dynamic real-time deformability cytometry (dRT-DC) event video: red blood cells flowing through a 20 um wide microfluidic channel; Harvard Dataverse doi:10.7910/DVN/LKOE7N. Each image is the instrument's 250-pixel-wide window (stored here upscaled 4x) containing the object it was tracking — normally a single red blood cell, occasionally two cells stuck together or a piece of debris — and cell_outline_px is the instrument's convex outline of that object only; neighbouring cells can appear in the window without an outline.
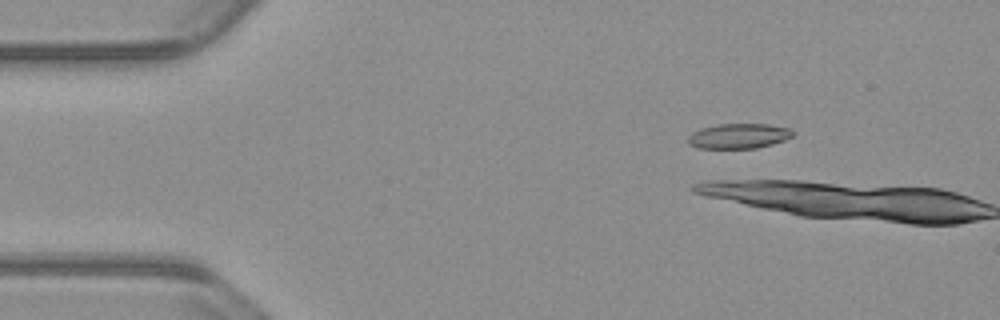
{"species": "common noctule bat (a hibernating species)", "species_latin": "Nyctalus noctula", "temperature_condition": "warm", "stored_images_in_passage": 2, "camera_frame_rate_fps": 3000, "um_per_image_px": 0.085, "animal": {"sex": "male", "body_mass_g": 23.1, "forearm_length_mm": 52.7}, "frame": {"image": 1, "passage_image": 1, "time_ms": 0.0, "image_size_px": [1000, 320], "cell_outline_px": [[796, 132], [792, 136], [784, 140], [772, 144], [756, 148], [700, 148], [688, 144], [688, 136], [692, 132], [700, 128], [716, 124], [768, 124], [788, 128]], "centroid_in_image_um": [62.78, 11.55], "position_along_channel_um": 22.2, "area_um2": 15.32}}